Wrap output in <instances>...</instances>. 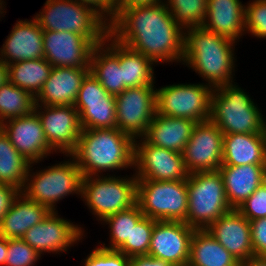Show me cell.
Instances as JSON below:
<instances>
[{
    "label": "cell",
    "instance_id": "10",
    "mask_svg": "<svg viewBox=\"0 0 266 266\" xmlns=\"http://www.w3.org/2000/svg\"><path fill=\"white\" fill-rule=\"evenodd\" d=\"M213 89L203 84H173L156 89V112L202 122L210 118Z\"/></svg>",
    "mask_w": 266,
    "mask_h": 266
},
{
    "label": "cell",
    "instance_id": "45",
    "mask_svg": "<svg viewBox=\"0 0 266 266\" xmlns=\"http://www.w3.org/2000/svg\"><path fill=\"white\" fill-rule=\"evenodd\" d=\"M129 266H174L166 261L156 259L150 255L130 257Z\"/></svg>",
    "mask_w": 266,
    "mask_h": 266
},
{
    "label": "cell",
    "instance_id": "22",
    "mask_svg": "<svg viewBox=\"0 0 266 266\" xmlns=\"http://www.w3.org/2000/svg\"><path fill=\"white\" fill-rule=\"evenodd\" d=\"M89 68L53 67L35 104L47 106L74 105L82 80ZM40 102V103H39Z\"/></svg>",
    "mask_w": 266,
    "mask_h": 266
},
{
    "label": "cell",
    "instance_id": "37",
    "mask_svg": "<svg viewBox=\"0 0 266 266\" xmlns=\"http://www.w3.org/2000/svg\"><path fill=\"white\" fill-rule=\"evenodd\" d=\"M41 255L23 239H7L4 266H33Z\"/></svg>",
    "mask_w": 266,
    "mask_h": 266
},
{
    "label": "cell",
    "instance_id": "44",
    "mask_svg": "<svg viewBox=\"0 0 266 266\" xmlns=\"http://www.w3.org/2000/svg\"><path fill=\"white\" fill-rule=\"evenodd\" d=\"M160 3H163V0H116L113 20L125 9H131L142 6H152Z\"/></svg>",
    "mask_w": 266,
    "mask_h": 266
},
{
    "label": "cell",
    "instance_id": "27",
    "mask_svg": "<svg viewBox=\"0 0 266 266\" xmlns=\"http://www.w3.org/2000/svg\"><path fill=\"white\" fill-rule=\"evenodd\" d=\"M49 212L46 206L20 192L0 223V234L7 239H22L26 231L41 222Z\"/></svg>",
    "mask_w": 266,
    "mask_h": 266
},
{
    "label": "cell",
    "instance_id": "23",
    "mask_svg": "<svg viewBox=\"0 0 266 266\" xmlns=\"http://www.w3.org/2000/svg\"><path fill=\"white\" fill-rule=\"evenodd\" d=\"M227 201L232 209L239 208L266 181V165H221Z\"/></svg>",
    "mask_w": 266,
    "mask_h": 266
},
{
    "label": "cell",
    "instance_id": "3",
    "mask_svg": "<svg viewBox=\"0 0 266 266\" xmlns=\"http://www.w3.org/2000/svg\"><path fill=\"white\" fill-rule=\"evenodd\" d=\"M134 139L118 128L82 129L75 150L82 177L98 176L106 170L134 167Z\"/></svg>",
    "mask_w": 266,
    "mask_h": 266
},
{
    "label": "cell",
    "instance_id": "18",
    "mask_svg": "<svg viewBox=\"0 0 266 266\" xmlns=\"http://www.w3.org/2000/svg\"><path fill=\"white\" fill-rule=\"evenodd\" d=\"M93 47L80 34L43 30L44 58L53 67L89 68Z\"/></svg>",
    "mask_w": 266,
    "mask_h": 266
},
{
    "label": "cell",
    "instance_id": "35",
    "mask_svg": "<svg viewBox=\"0 0 266 266\" xmlns=\"http://www.w3.org/2000/svg\"><path fill=\"white\" fill-rule=\"evenodd\" d=\"M166 3L171 16L183 29L203 26L208 0H167Z\"/></svg>",
    "mask_w": 266,
    "mask_h": 266
},
{
    "label": "cell",
    "instance_id": "40",
    "mask_svg": "<svg viewBox=\"0 0 266 266\" xmlns=\"http://www.w3.org/2000/svg\"><path fill=\"white\" fill-rule=\"evenodd\" d=\"M84 261V266H129L130 257L117 250L97 247Z\"/></svg>",
    "mask_w": 266,
    "mask_h": 266
},
{
    "label": "cell",
    "instance_id": "26",
    "mask_svg": "<svg viewBox=\"0 0 266 266\" xmlns=\"http://www.w3.org/2000/svg\"><path fill=\"white\" fill-rule=\"evenodd\" d=\"M266 165V134L223 135L222 165Z\"/></svg>",
    "mask_w": 266,
    "mask_h": 266
},
{
    "label": "cell",
    "instance_id": "8",
    "mask_svg": "<svg viewBox=\"0 0 266 266\" xmlns=\"http://www.w3.org/2000/svg\"><path fill=\"white\" fill-rule=\"evenodd\" d=\"M55 164L39 172L29 167L21 192L29 199L55 211V203L71 193L81 194L82 175L76 160ZM32 177V178H31Z\"/></svg>",
    "mask_w": 266,
    "mask_h": 266
},
{
    "label": "cell",
    "instance_id": "47",
    "mask_svg": "<svg viewBox=\"0 0 266 266\" xmlns=\"http://www.w3.org/2000/svg\"><path fill=\"white\" fill-rule=\"evenodd\" d=\"M9 81L8 65L0 59V88Z\"/></svg>",
    "mask_w": 266,
    "mask_h": 266
},
{
    "label": "cell",
    "instance_id": "24",
    "mask_svg": "<svg viewBox=\"0 0 266 266\" xmlns=\"http://www.w3.org/2000/svg\"><path fill=\"white\" fill-rule=\"evenodd\" d=\"M196 124L194 120L162 116L156 112L142 138L148 144L183 153Z\"/></svg>",
    "mask_w": 266,
    "mask_h": 266
},
{
    "label": "cell",
    "instance_id": "16",
    "mask_svg": "<svg viewBox=\"0 0 266 266\" xmlns=\"http://www.w3.org/2000/svg\"><path fill=\"white\" fill-rule=\"evenodd\" d=\"M195 229L184 222L156 221L148 255L174 266H188L190 241Z\"/></svg>",
    "mask_w": 266,
    "mask_h": 266
},
{
    "label": "cell",
    "instance_id": "25",
    "mask_svg": "<svg viewBox=\"0 0 266 266\" xmlns=\"http://www.w3.org/2000/svg\"><path fill=\"white\" fill-rule=\"evenodd\" d=\"M245 14L240 0H208L202 27L235 41L245 34Z\"/></svg>",
    "mask_w": 266,
    "mask_h": 266
},
{
    "label": "cell",
    "instance_id": "4",
    "mask_svg": "<svg viewBox=\"0 0 266 266\" xmlns=\"http://www.w3.org/2000/svg\"><path fill=\"white\" fill-rule=\"evenodd\" d=\"M260 109L244 90L230 83L213 89L210 120L224 134H266Z\"/></svg>",
    "mask_w": 266,
    "mask_h": 266
},
{
    "label": "cell",
    "instance_id": "30",
    "mask_svg": "<svg viewBox=\"0 0 266 266\" xmlns=\"http://www.w3.org/2000/svg\"><path fill=\"white\" fill-rule=\"evenodd\" d=\"M230 254L207 230H195L189 250L188 266H239Z\"/></svg>",
    "mask_w": 266,
    "mask_h": 266
},
{
    "label": "cell",
    "instance_id": "14",
    "mask_svg": "<svg viewBox=\"0 0 266 266\" xmlns=\"http://www.w3.org/2000/svg\"><path fill=\"white\" fill-rule=\"evenodd\" d=\"M223 135L210 119L194 126L182 153L189 174L219 170L222 165Z\"/></svg>",
    "mask_w": 266,
    "mask_h": 266
},
{
    "label": "cell",
    "instance_id": "34",
    "mask_svg": "<svg viewBox=\"0 0 266 266\" xmlns=\"http://www.w3.org/2000/svg\"><path fill=\"white\" fill-rule=\"evenodd\" d=\"M139 206L133 205L131 208L107 216L103 222L110 226V245L109 247L100 246L108 250H118L130 238V232L136 223L143 217Z\"/></svg>",
    "mask_w": 266,
    "mask_h": 266
},
{
    "label": "cell",
    "instance_id": "31",
    "mask_svg": "<svg viewBox=\"0 0 266 266\" xmlns=\"http://www.w3.org/2000/svg\"><path fill=\"white\" fill-rule=\"evenodd\" d=\"M8 68L9 81L36 98L53 66L45 58H40L12 63Z\"/></svg>",
    "mask_w": 266,
    "mask_h": 266
},
{
    "label": "cell",
    "instance_id": "21",
    "mask_svg": "<svg viewBox=\"0 0 266 266\" xmlns=\"http://www.w3.org/2000/svg\"><path fill=\"white\" fill-rule=\"evenodd\" d=\"M10 35L7 36L0 59L7 65L31 59L44 58L43 29L37 20L17 21Z\"/></svg>",
    "mask_w": 266,
    "mask_h": 266
},
{
    "label": "cell",
    "instance_id": "11",
    "mask_svg": "<svg viewBox=\"0 0 266 266\" xmlns=\"http://www.w3.org/2000/svg\"><path fill=\"white\" fill-rule=\"evenodd\" d=\"M115 100L117 128L134 140L142 138L156 114L154 86L126 88Z\"/></svg>",
    "mask_w": 266,
    "mask_h": 266
},
{
    "label": "cell",
    "instance_id": "17",
    "mask_svg": "<svg viewBox=\"0 0 266 266\" xmlns=\"http://www.w3.org/2000/svg\"><path fill=\"white\" fill-rule=\"evenodd\" d=\"M57 214L56 211H50L22 237L40 255L43 252H65L68 247L83 238L84 230L82 231L81 227L58 217Z\"/></svg>",
    "mask_w": 266,
    "mask_h": 266
},
{
    "label": "cell",
    "instance_id": "49",
    "mask_svg": "<svg viewBox=\"0 0 266 266\" xmlns=\"http://www.w3.org/2000/svg\"><path fill=\"white\" fill-rule=\"evenodd\" d=\"M4 4V2L2 0H0V14L4 13L2 10L4 8V6L2 5Z\"/></svg>",
    "mask_w": 266,
    "mask_h": 266
},
{
    "label": "cell",
    "instance_id": "32",
    "mask_svg": "<svg viewBox=\"0 0 266 266\" xmlns=\"http://www.w3.org/2000/svg\"><path fill=\"white\" fill-rule=\"evenodd\" d=\"M30 165L0 128V184L22 190Z\"/></svg>",
    "mask_w": 266,
    "mask_h": 266
},
{
    "label": "cell",
    "instance_id": "20",
    "mask_svg": "<svg viewBox=\"0 0 266 266\" xmlns=\"http://www.w3.org/2000/svg\"><path fill=\"white\" fill-rule=\"evenodd\" d=\"M206 230L239 262L254 256L250 221L237 209L223 214Z\"/></svg>",
    "mask_w": 266,
    "mask_h": 266
},
{
    "label": "cell",
    "instance_id": "15",
    "mask_svg": "<svg viewBox=\"0 0 266 266\" xmlns=\"http://www.w3.org/2000/svg\"><path fill=\"white\" fill-rule=\"evenodd\" d=\"M41 109L44 111H40ZM34 111L42 123L50 148L55 152L60 150L66 156L70 155L75 150L82 131L80 117L74 105L35 104Z\"/></svg>",
    "mask_w": 266,
    "mask_h": 266
},
{
    "label": "cell",
    "instance_id": "41",
    "mask_svg": "<svg viewBox=\"0 0 266 266\" xmlns=\"http://www.w3.org/2000/svg\"><path fill=\"white\" fill-rule=\"evenodd\" d=\"M254 256L266 257V217L250 221Z\"/></svg>",
    "mask_w": 266,
    "mask_h": 266
},
{
    "label": "cell",
    "instance_id": "1",
    "mask_svg": "<svg viewBox=\"0 0 266 266\" xmlns=\"http://www.w3.org/2000/svg\"><path fill=\"white\" fill-rule=\"evenodd\" d=\"M183 30L164 2L125 9L109 24V34L115 40L155 63L181 62L184 51Z\"/></svg>",
    "mask_w": 266,
    "mask_h": 266
},
{
    "label": "cell",
    "instance_id": "6",
    "mask_svg": "<svg viewBox=\"0 0 266 266\" xmlns=\"http://www.w3.org/2000/svg\"><path fill=\"white\" fill-rule=\"evenodd\" d=\"M188 212L185 223L195 230H206L232 210L219 171L194 172L187 177Z\"/></svg>",
    "mask_w": 266,
    "mask_h": 266
},
{
    "label": "cell",
    "instance_id": "28",
    "mask_svg": "<svg viewBox=\"0 0 266 266\" xmlns=\"http://www.w3.org/2000/svg\"><path fill=\"white\" fill-rule=\"evenodd\" d=\"M111 42L108 44V42ZM108 47L119 57L122 83L127 87L154 86L153 64L155 62L140 52L115 40L110 34L106 38Z\"/></svg>",
    "mask_w": 266,
    "mask_h": 266
},
{
    "label": "cell",
    "instance_id": "38",
    "mask_svg": "<svg viewBox=\"0 0 266 266\" xmlns=\"http://www.w3.org/2000/svg\"><path fill=\"white\" fill-rule=\"evenodd\" d=\"M245 30L255 37L266 38V0H253L246 5Z\"/></svg>",
    "mask_w": 266,
    "mask_h": 266
},
{
    "label": "cell",
    "instance_id": "12",
    "mask_svg": "<svg viewBox=\"0 0 266 266\" xmlns=\"http://www.w3.org/2000/svg\"><path fill=\"white\" fill-rule=\"evenodd\" d=\"M139 141H134V167L138 170L135 172L137 180L187 179L189 173L184 165L182 153L148 144L143 138Z\"/></svg>",
    "mask_w": 266,
    "mask_h": 266
},
{
    "label": "cell",
    "instance_id": "33",
    "mask_svg": "<svg viewBox=\"0 0 266 266\" xmlns=\"http://www.w3.org/2000/svg\"><path fill=\"white\" fill-rule=\"evenodd\" d=\"M35 109V98L10 81L0 88V124L7 119L31 114Z\"/></svg>",
    "mask_w": 266,
    "mask_h": 266
},
{
    "label": "cell",
    "instance_id": "48",
    "mask_svg": "<svg viewBox=\"0 0 266 266\" xmlns=\"http://www.w3.org/2000/svg\"><path fill=\"white\" fill-rule=\"evenodd\" d=\"M7 255V238L0 234V265H5Z\"/></svg>",
    "mask_w": 266,
    "mask_h": 266
},
{
    "label": "cell",
    "instance_id": "7",
    "mask_svg": "<svg viewBox=\"0 0 266 266\" xmlns=\"http://www.w3.org/2000/svg\"><path fill=\"white\" fill-rule=\"evenodd\" d=\"M136 204L144 216L156 221L185 223L188 212L187 179L137 180Z\"/></svg>",
    "mask_w": 266,
    "mask_h": 266
},
{
    "label": "cell",
    "instance_id": "2",
    "mask_svg": "<svg viewBox=\"0 0 266 266\" xmlns=\"http://www.w3.org/2000/svg\"><path fill=\"white\" fill-rule=\"evenodd\" d=\"M184 31L182 61L207 80L212 89L232 83L233 46L237 41L203 27H190Z\"/></svg>",
    "mask_w": 266,
    "mask_h": 266
},
{
    "label": "cell",
    "instance_id": "29",
    "mask_svg": "<svg viewBox=\"0 0 266 266\" xmlns=\"http://www.w3.org/2000/svg\"><path fill=\"white\" fill-rule=\"evenodd\" d=\"M105 44L106 40L93 47L90 56L89 73L100 82L109 94L116 96L127 87L122 83V69L119 65V57Z\"/></svg>",
    "mask_w": 266,
    "mask_h": 266
},
{
    "label": "cell",
    "instance_id": "9",
    "mask_svg": "<svg viewBox=\"0 0 266 266\" xmlns=\"http://www.w3.org/2000/svg\"><path fill=\"white\" fill-rule=\"evenodd\" d=\"M108 176H84L81 181L80 196L101 221L136 204V176Z\"/></svg>",
    "mask_w": 266,
    "mask_h": 266
},
{
    "label": "cell",
    "instance_id": "36",
    "mask_svg": "<svg viewBox=\"0 0 266 266\" xmlns=\"http://www.w3.org/2000/svg\"><path fill=\"white\" fill-rule=\"evenodd\" d=\"M156 220L143 216L132 228L130 238L117 250L128 257L148 255L151 234Z\"/></svg>",
    "mask_w": 266,
    "mask_h": 266
},
{
    "label": "cell",
    "instance_id": "13",
    "mask_svg": "<svg viewBox=\"0 0 266 266\" xmlns=\"http://www.w3.org/2000/svg\"><path fill=\"white\" fill-rule=\"evenodd\" d=\"M74 107L82 129L117 128L115 96L109 94L91 73L82 80Z\"/></svg>",
    "mask_w": 266,
    "mask_h": 266
},
{
    "label": "cell",
    "instance_id": "5",
    "mask_svg": "<svg viewBox=\"0 0 266 266\" xmlns=\"http://www.w3.org/2000/svg\"><path fill=\"white\" fill-rule=\"evenodd\" d=\"M43 30L80 34L94 46L109 35V23L93 8L77 0H47L34 17Z\"/></svg>",
    "mask_w": 266,
    "mask_h": 266
},
{
    "label": "cell",
    "instance_id": "42",
    "mask_svg": "<svg viewBox=\"0 0 266 266\" xmlns=\"http://www.w3.org/2000/svg\"><path fill=\"white\" fill-rule=\"evenodd\" d=\"M77 1H79L83 5L93 8L109 24L113 21V14L115 13L116 0H77Z\"/></svg>",
    "mask_w": 266,
    "mask_h": 266
},
{
    "label": "cell",
    "instance_id": "39",
    "mask_svg": "<svg viewBox=\"0 0 266 266\" xmlns=\"http://www.w3.org/2000/svg\"><path fill=\"white\" fill-rule=\"evenodd\" d=\"M237 210L249 221L266 217V181Z\"/></svg>",
    "mask_w": 266,
    "mask_h": 266
},
{
    "label": "cell",
    "instance_id": "43",
    "mask_svg": "<svg viewBox=\"0 0 266 266\" xmlns=\"http://www.w3.org/2000/svg\"><path fill=\"white\" fill-rule=\"evenodd\" d=\"M20 192V189L12 185L0 184V223Z\"/></svg>",
    "mask_w": 266,
    "mask_h": 266
},
{
    "label": "cell",
    "instance_id": "46",
    "mask_svg": "<svg viewBox=\"0 0 266 266\" xmlns=\"http://www.w3.org/2000/svg\"><path fill=\"white\" fill-rule=\"evenodd\" d=\"M239 266H266V257L253 256L250 259L240 262Z\"/></svg>",
    "mask_w": 266,
    "mask_h": 266
},
{
    "label": "cell",
    "instance_id": "19",
    "mask_svg": "<svg viewBox=\"0 0 266 266\" xmlns=\"http://www.w3.org/2000/svg\"><path fill=\"white\" fill-rule=\"evenodd\" d=\"M0 128L16 150L31 164L41 161L53 152L35 111L25 116L9 119L0 124Z\"/></svg>",
    "mask_w": 266,
    "mask_h": 266
}]
</instances>
